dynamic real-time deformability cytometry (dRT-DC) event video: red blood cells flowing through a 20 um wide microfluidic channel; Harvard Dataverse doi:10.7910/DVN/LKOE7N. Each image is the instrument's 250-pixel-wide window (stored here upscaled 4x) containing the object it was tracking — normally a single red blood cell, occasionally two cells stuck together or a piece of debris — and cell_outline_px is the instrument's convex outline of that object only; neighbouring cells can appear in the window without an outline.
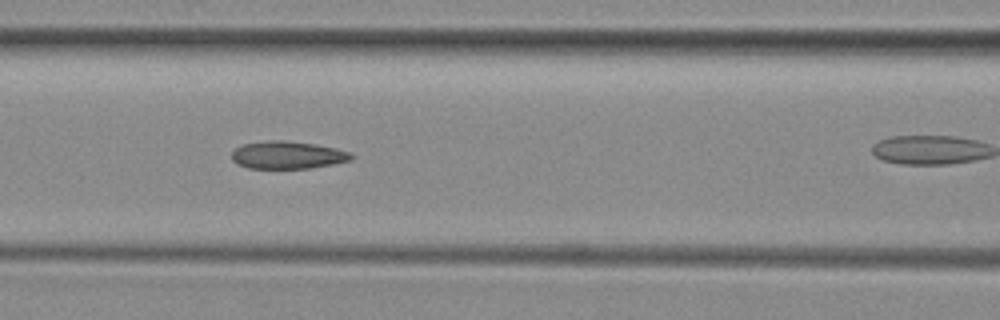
{"species": "common noctule bat (a hibernating species)", "species_latin": "Nyctalus noctula", "temperature_condition": "room temperature", "stored_images_in_passage": 9, "camera_frame_rate_fps": 3000, "um_per_image_px": 0.085, "animal": {"sex": "female", "body_mass_g": 29.2, "forearm_length_mm": 56.3}, "frame": {"image": 1, "passage_image": 6, "time_ms": 22.0, "image_size_px": [1000, 320], "cell_outline_px": [[356, 156], [352, 160], [312, 168], [248, 168], [236, 164], [232, 160], [232, 152], [240, 144], [268, 140], [284, 140], [312, 144], [336, 148], [352, 152]], "centroid_in_image_um": [24.45, 13.18], "position_along_channel_um": 142.1, "area_um2": 19.42}}
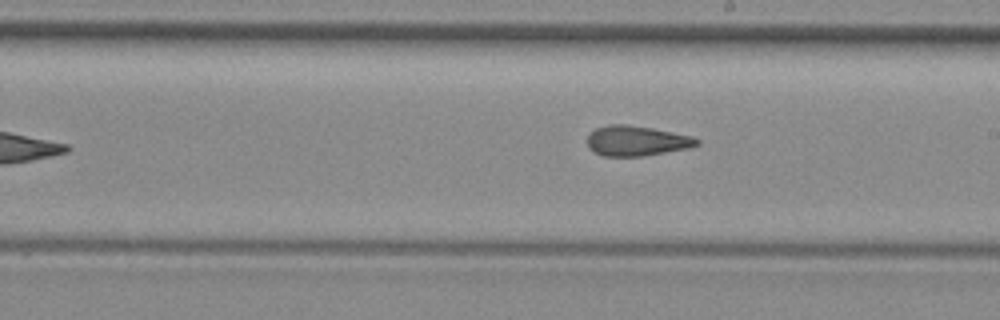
{"frame": {"image": 2, "passage_image": 9, "time_ms": 25.667, "image_size_px": [1000, 320], "cell_outline_px": [[700, 144], [688, 148], [640, 156], [604, 156], [592, 152], [588, 148], [588, 136], [596, 128], [612, 124], [628, 124], [652, 128], [692, 136], [700, 140]], "centroid_in_image_um": [54.09, 11.97], "position_along_channel_um": 234.9, "area_um2": 19.13}}